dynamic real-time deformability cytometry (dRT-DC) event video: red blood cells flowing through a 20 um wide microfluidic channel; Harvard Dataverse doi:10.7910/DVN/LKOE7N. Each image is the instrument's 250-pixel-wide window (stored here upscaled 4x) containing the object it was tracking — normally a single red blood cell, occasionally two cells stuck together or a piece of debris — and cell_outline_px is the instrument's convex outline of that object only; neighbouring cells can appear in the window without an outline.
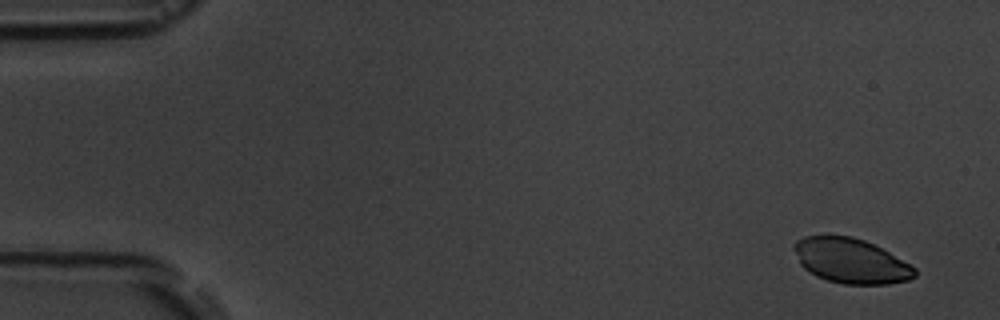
{"species": "common noctule bat (a hibernating species)", "species_latin": "Nyctalus noctula", "temperature_condition": "room temperature", "stored_images_in_passage": 4, "camera_frame_rate_fps": 3000, "um_per_image_px": 0.085, "animal": {"sex": "male", "body_mass_g": 19.5, "forearm_length_mm": 54.6}, "frame": {"image": 1, "passage_image": 1, "time_ms": 0.0, "image_size_px": [1000, 320], "cell_outline_px": [[916, 276], [908, 280], [888, 284], [844, 284], [828, 280], [816, 276], [804, 268], [800, 264], [792, 248], [792, 244], [796, 240], [804, 236], [852, 236], [864, 240], [888, 252], [916, 268]], "centroid_in_image_um": [72.29, 22.17], "position_along_channel_um": 12.7, "area_um2": 31.39}}